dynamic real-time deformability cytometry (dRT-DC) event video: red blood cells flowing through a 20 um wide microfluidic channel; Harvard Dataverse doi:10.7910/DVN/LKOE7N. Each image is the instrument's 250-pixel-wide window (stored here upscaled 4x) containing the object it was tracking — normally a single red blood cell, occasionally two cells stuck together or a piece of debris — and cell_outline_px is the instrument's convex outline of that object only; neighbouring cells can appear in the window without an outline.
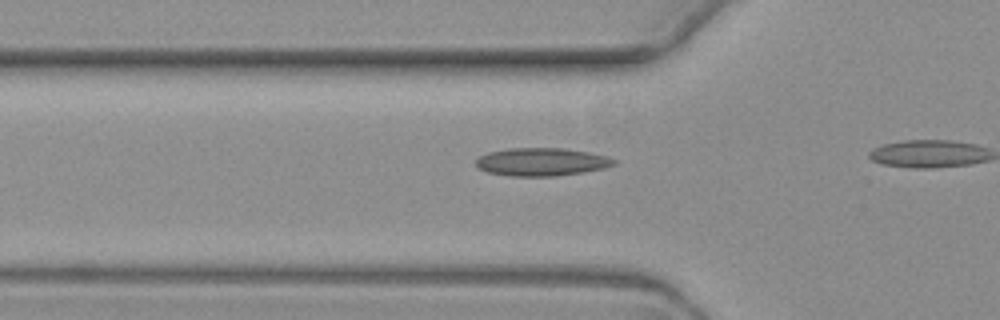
{"species": "common noctule bat (a hibernating species)", "species_latin": "Nyctalus noctula", "temperature_condition": "warm", "stored_images_in_passage": 3, "camera_frame_rate_fps": 3000, "um_per_image_px": 0.085, "animal": {"sex": "female", "body_mass_g": 19.3, "forearm_length_mm": 54.1}, "frame": {"image": 1, "passage_image": 2, "time_ms": 2.0, "image_size_px": [1000, 320], "cell_outline_px": [[616, 164], [604, 168], [584, 172], [556, 176], [512, 176], [488, 172], [480, 168], [476, 164], [476, 160], [480, 156], [488, 152], [508, 148], [564, 148], [588, 152], [604, 156], [616, 160]], "centroid_in_image_um": [46.04, 13.76], "position_along_channel_um": 79.8, "area_um2": 22.37}}